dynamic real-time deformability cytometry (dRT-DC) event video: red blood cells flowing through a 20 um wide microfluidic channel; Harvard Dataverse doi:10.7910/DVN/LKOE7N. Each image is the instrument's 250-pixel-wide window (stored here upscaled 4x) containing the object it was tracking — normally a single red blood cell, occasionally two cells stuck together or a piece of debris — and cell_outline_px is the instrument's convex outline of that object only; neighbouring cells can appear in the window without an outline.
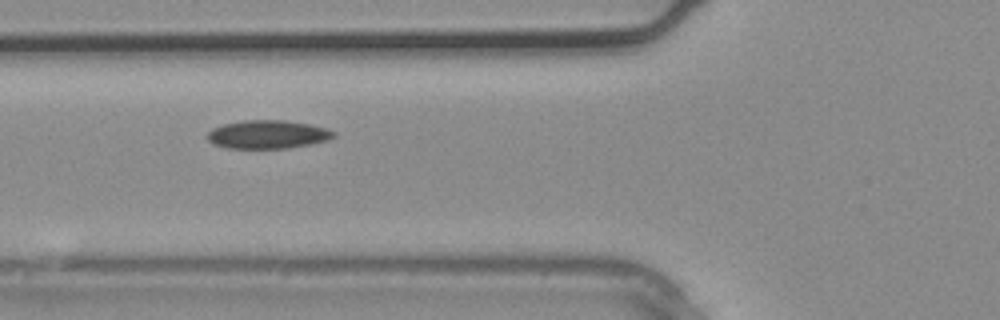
{"species": "common noctule bat (a hibernating species)", "species_latin": "Nyctalus noctula", "temperature_condition": "warm", "stored_images_in_passage": 3, "camera_frame_rate_fps": 3000, "um_per_image_px": 0.085, "animal": {"sex": "male", "body_mass_g": 20.4}, "frame": {"image": 1, "passage_image": 3, "time_ms": 0.667, "image_size_px": [1000, 320], "cell_outline_px": [[336, 136], [328, 140], [288, 148], [228, 148], [216, 144], [208, 140], [208, 132], [212, 128], [224, 124], [244, 120], [284, 120], [308, 124], [324, 128], [336, 132]], "centroid_in_image_um": [22.76, 11.42], "position_along_channel_um": 103.0, "area_um2": 20.63}}